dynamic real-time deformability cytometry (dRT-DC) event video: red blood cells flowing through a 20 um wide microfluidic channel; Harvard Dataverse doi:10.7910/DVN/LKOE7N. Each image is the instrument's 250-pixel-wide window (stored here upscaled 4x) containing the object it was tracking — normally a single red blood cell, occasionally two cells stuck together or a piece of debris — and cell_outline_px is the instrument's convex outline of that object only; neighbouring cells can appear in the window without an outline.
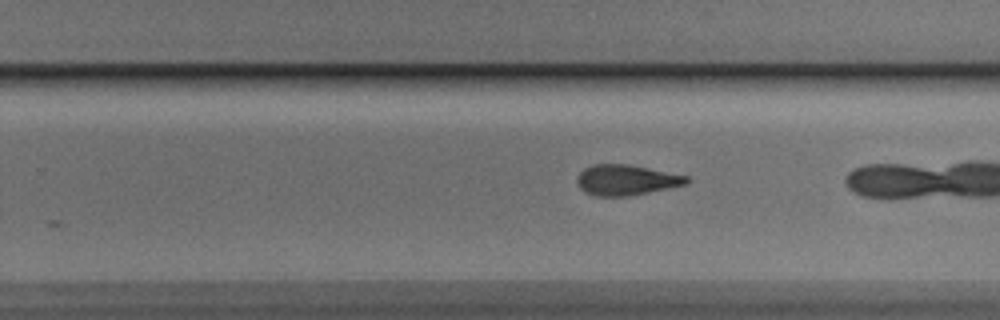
{"species": "Egyptian fruit bat (a non-hibernating species)", "species_latin": "Rousettus aegyptiacus", "temperature_condition": "cold", "stored_images_in_passage": 24, "camera_frame_rate_fps": 3000, "um_per_image_px": 0.085, "animal": {"sex": "male"}, "frame": {"image": 1, "passage_image": 21, "time_ms": 6.667, "image_size_px": [1000, 320], "cell_outline_px": [[688, 180], [684, 184], [648, 192], [624, 196], [596, 196], [584, 192], [576, 184], [576, 176], [584, 168], [592, 164], [628, 164], [688, 176]], "centroid_in_image_um": [53.13, 15.29], "position_along_channel_um": 276.7, "area_um2": 19.25}}